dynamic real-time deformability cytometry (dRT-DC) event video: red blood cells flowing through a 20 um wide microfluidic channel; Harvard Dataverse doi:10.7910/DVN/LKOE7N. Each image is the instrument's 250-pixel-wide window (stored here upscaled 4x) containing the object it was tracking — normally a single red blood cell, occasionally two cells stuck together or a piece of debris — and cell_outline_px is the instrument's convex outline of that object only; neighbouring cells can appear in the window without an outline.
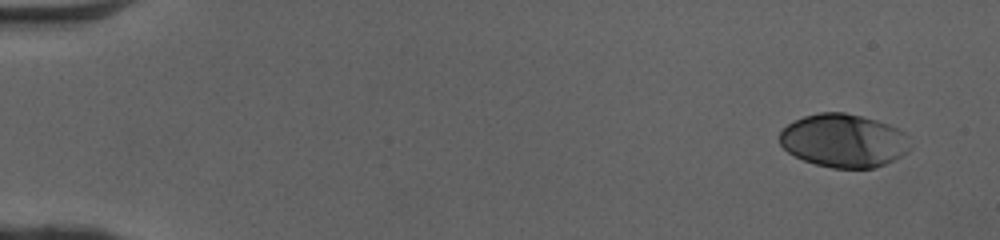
{"species": "human", "species_latin": "Homo sapiens", "temperature_condition": "cold", "stored_images_in_passage": 48, "camera_frame_rate_fps": 3000, "um_per_image_px": 0.085, "donor": {"sex": "female"}, "frame": {"image": 1, "passage_image": 1, "time_ms": 0.0, "image_size_px": [1000, 240], "cell_outline_px": [[912, 148], [908, 152], [884, 164], [872, 168], [832, 168], [816, 164], [804, 160], [788, 152], [780, 144], [780, 132], [788, 124], [804, 116], [820, 112], [844, 112], [876, 120], [888, 124], [904, 132], [908, 136]], "centroid_in_image_um": [71.73, 11.95], "position_along_channel_um": 13.3, "area_um2": 40.46}}
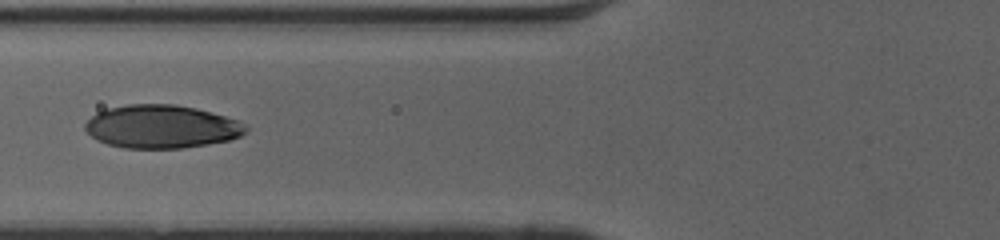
{"frame": {"image": 2, "passage_image": 19, "time_ms": 6.0, "image_size_px": [1000, 240], "cell_outline_px": [[248, 128], [240, 136], [228, 140], [180, 148], [124, 148], [108, 144], [96, 140], [84, 128], [84, 124], [96, 112], [108, 108], [128, 104], [176, 104], [196, 108], [224, 116], [236, 120], [244, 124]], "centroid_in_image_um": [13.68, 10.75], "position_along_channel_um": 112.1, "area_um2": 40.17}}
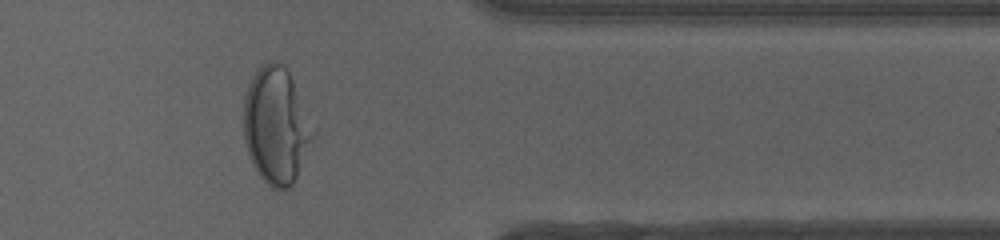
{"frame": {"image": 3, "passage_image": 40, "time_ms": 13.0, "image_size_px": [1000, 240], "cell_outline_px": [[308, 140], [296, 176], [292, 184], [288, 188], [272, 188], [260, 176], [252, 164], [244, 140], [244, 96], [248, 84], [256, 68], [260, 64], [268, 60], [272, 60], [284, 64], [292, 80], [308, 136]], "centroid_in_image_um": [23.29, 10.63], "position_along_channel_um": 388.1, "area_um2": 44.16}, "authors_computed_cell_mechanics": {"area_um2": 40.749, "velocity_mm_per_s": 4.093, "shape_relaxation_time_tau1_ms": 4.0918, "shape_relaxation_time_tau2_ms": null, "deformation_change_tau1": 0.2083, "deformation_change_tau2": null}}